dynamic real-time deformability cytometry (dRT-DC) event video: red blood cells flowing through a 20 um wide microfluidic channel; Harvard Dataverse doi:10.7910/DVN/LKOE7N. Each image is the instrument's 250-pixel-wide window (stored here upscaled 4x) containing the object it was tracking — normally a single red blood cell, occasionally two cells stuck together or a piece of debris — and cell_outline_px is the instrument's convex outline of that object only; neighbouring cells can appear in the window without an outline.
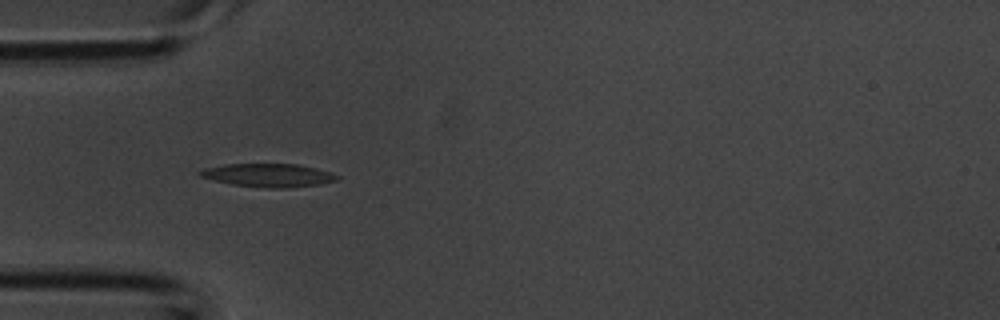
{"species": "common noctule bat (a hibernating species)", "species_latin": "Nyctalus noctula", "temperature_condition": "room temperature", "stored_images_in_passage": 4, "camera_frame_rate_fps": 3000, "um_per_image_px": 0.085, "animal": {"sex": "male", "body_mass_g": 20.1, "forearm_length_mm": 53.5}, "frame": {"image": 1, "passage_image": 3, "time_ms": 0.667, "image_size_px": [1000, 320], "cell_outline_px": [[340, 176], [336, 180], [320, 184], [288, 188], [268, 188], [232, 184], [200, 176], [196, 172], [204, 168], [224, 164], [296, 164], [316, 168]], "centroid_in_image_um": [22.79, 14.89], "position_along_channel_um": 62.2, "area_um2": 18.44}}
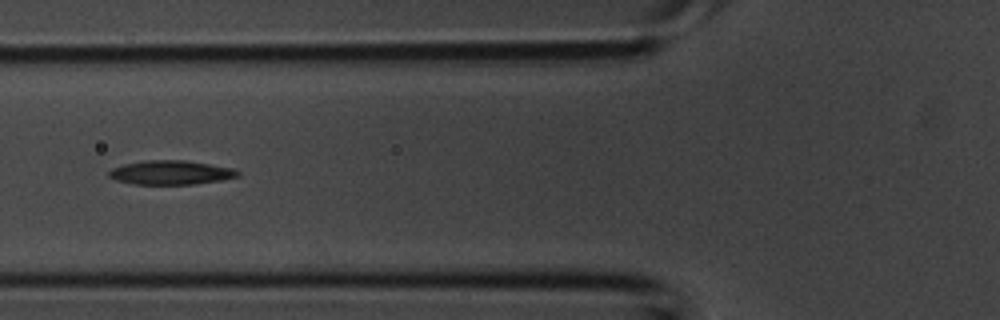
{"frame": {"image": 2, "passage_image": 4, "time_ms": 1.0, "image_size_px": [1000, 320], "cell_outline_px": [[240, 176], [220, 180], [192, 184], [136, 184], [116, 180], [108, 176], [108, 172], [112, 168], [124, 164], [144, 160], [184, 160], [236, 168], [240, 172]], "centroid_in_image_um": [14.54, 14.66], "position_along_channel_um": 111.3, "area_um2": 18.09}}